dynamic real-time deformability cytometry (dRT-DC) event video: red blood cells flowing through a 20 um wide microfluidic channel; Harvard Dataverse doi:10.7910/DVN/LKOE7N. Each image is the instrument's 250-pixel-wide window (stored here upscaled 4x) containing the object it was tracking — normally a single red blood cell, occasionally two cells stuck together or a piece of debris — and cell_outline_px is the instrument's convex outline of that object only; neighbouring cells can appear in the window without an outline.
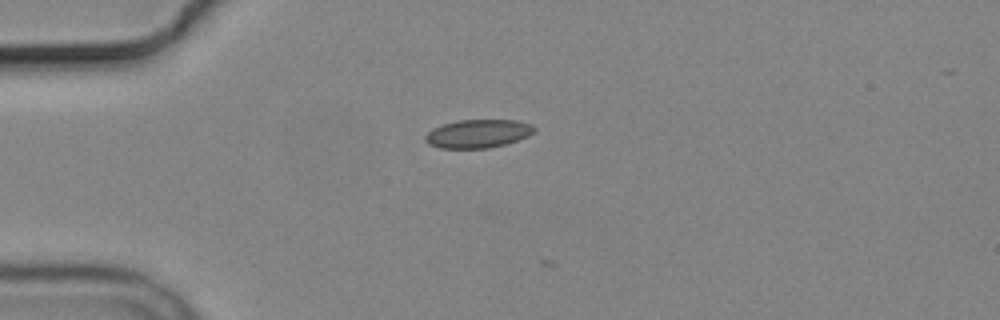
{"species": "common noctule bat (a hibernating species)", "species_latin": "Nyctalus noctula", "temperature_condition": "cold", "stored_images_in_passage": 3, "camera_frame_rate_fps": 3000, "um_per_image_px": 0.085, "animal": {"sex": "male", "body_mass_g": 19.2, "forearm_length_mm": 51.8}, "frame": {"image": 1, "passage_image": 1, "time_ms": 0.0, "image_size_px": [1000, 320], "cell_outline_px": [[536, 132], [528, 136], [504, 144], [488, 148], [440, 148], [428, 144], [424, 140], [424, 136], [432, 128], [444, 124], [460, 120], [516, 120], [532, 124], [536, 128]], "centroid_in_image_um": [40.63, 11.36], "position_along_channel_um": 44.4, "area_um2": 18.03}}